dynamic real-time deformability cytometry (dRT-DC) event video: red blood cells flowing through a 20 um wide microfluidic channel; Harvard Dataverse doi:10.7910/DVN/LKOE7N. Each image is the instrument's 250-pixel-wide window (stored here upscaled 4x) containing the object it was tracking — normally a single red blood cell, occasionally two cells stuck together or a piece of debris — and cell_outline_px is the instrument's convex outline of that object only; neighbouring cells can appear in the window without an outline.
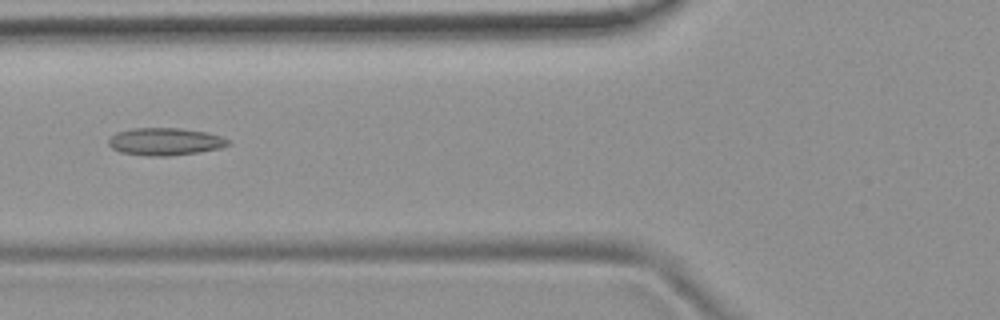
{"species": "common noctule bat (a hibernating species)", "species_latin": "Nyctalus noctula", "temperature_condition": "room temperature", "stored_images_in_passage": 6, "camera_frame_rate_fps": 3000, "um_per_image_px": 0.085, "animal": {"sex": "female", "body_mass_g": 19.9}, "frame": {"image": 1, "passage_image": 5, "time_ms": 6.0, "image_size_px": [1000, 320], "cell_outline_px": [[228, 144], [220, 148], [196, 152], [168, 156], [148, 156], [120, 152], [112, 148], [108, 144], [108, 140], [116, 132], [132, 128], [180, 128], [204, 132], [220, 136], [228, 140]], "centroid_in_image_um": [13.97, 12.03], "position_along_channel_um": 111.8, "area_um2": 18.9}}
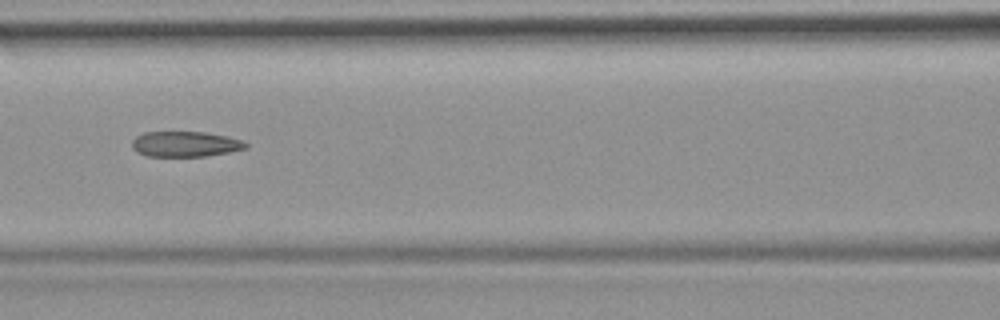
{"frame": {"image": 2, "passage_image": 6, "time_ms": 7.0, "image_size_px": [1000, 320], "cell_outline_px": [[248, 148], [208, 156], [148, 156], [136, 152], [132, 148], [132, 140], [136, 136], [144, 132], [204, 132], [228, 136], [240, 140], [248, 144]], "centroid_in_image_um": [15.73, 12.24], "position_along_channel_um": 150.9, "area_um2": 16.88}}